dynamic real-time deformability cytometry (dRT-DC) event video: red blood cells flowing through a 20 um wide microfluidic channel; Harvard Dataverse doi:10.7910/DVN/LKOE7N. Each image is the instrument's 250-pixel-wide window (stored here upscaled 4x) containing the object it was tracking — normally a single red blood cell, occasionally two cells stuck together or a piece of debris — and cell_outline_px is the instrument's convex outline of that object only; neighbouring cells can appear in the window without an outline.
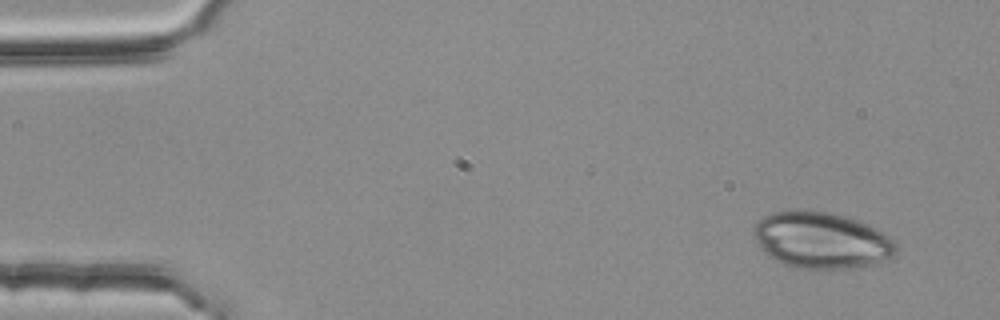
{"species": "common noctule bat (a hibernating species)", "species_latin": "Nyctalus noctula", "temperature_condition": "room temperature", "stored_images_in_passage": 4, "camera_frame_rate_fps": 3000, "um_per_image_px": 0.085, "animal": {"sex": "female", "body_mass_g": 25.1}, "frame": {"image": 1, "passage_image": 1, "time_ms": 0.0, "image_size_px": [1000, 320], "cell_outline_px": [[896, 252], [892, 256], [872, 264], [848, 268], [796, 268], [772, 260], [764, 252], [756, 240], [752, 232], [756, 224], [764, 216], [772, 212], [792, 208], [828, 212], [844, 216], [868, 224], [876, 228], [896, 240]], "centroid_in_image_um": [69.79, 20.4], "position_along_channel_um": 15.2, "area_um2": 46.93}}